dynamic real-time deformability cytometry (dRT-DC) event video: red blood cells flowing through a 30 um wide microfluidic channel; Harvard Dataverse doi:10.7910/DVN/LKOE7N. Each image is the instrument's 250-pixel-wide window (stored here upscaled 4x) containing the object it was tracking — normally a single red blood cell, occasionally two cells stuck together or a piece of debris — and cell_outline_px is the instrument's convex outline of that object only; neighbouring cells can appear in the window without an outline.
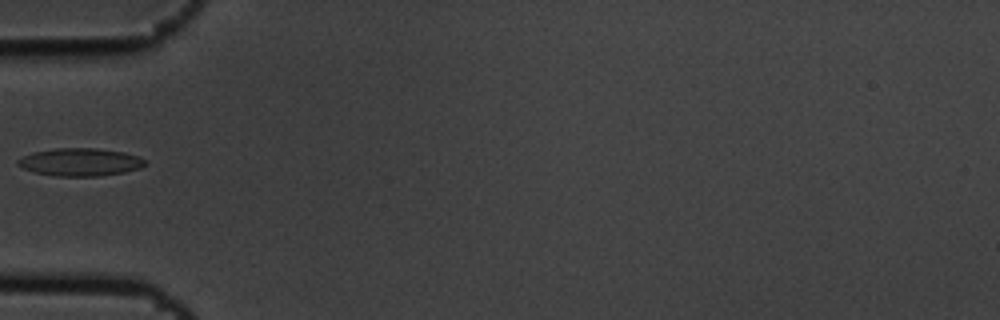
{"species": "common noctule bat (a hibernating species)", "species_latin": "Nyctalus noctula", "temperature_condition": "cold", "stored_images_in_passage": 1, "camera_frame_rate_fps": 3000, "um_per_image_px": 0.085, "animal": {"sex": "male", "body_mass_g": 19.5, "forearm_length_mm": 54.6}, "frame": {"image": 1, "passage_image": 1, "time_ms": 0.0, "image_size_px": [1000, 320], "cell_outline_px": [[148, 164], [140, 168], [124, 172], [100, 176], [56, 176], [36, 172], [24, 168], [16, 164], [16, 160], [32, 152], [56, 148], [96, 148], [124, 152], [140, 156]], "centroid_in_image_um": [6.84, 13.77], "position_along_channel_um": 78.2, "area_um2": 20.63}}